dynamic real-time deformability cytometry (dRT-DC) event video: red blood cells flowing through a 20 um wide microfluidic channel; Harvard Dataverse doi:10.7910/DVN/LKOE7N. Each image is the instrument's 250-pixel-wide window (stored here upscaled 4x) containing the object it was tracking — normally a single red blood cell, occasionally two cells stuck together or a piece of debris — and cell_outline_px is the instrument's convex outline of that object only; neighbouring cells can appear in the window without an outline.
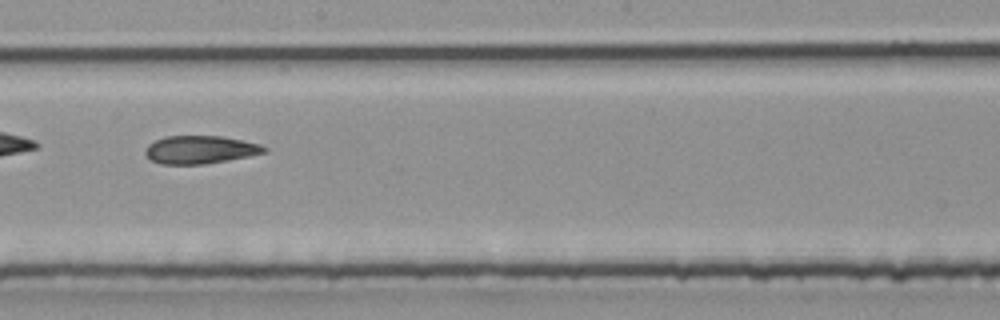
{"species": "common noctule bat (a hibernating species)", "species_latin": "Nyctalus noctula", "temperature_condition": "room temperature", "stored_images_in_passage": 22, "camera_frame_rate_fps": 3000, "um_per_image_px": 0.085, "animal": {"sex": "male", "body_mass_g": 20.4}, "frame": {"image": 1, "passage_image": 10, "time_ms": 3.0, "image_size_px": [1000, 320], "cell_outline_px": [[268, 152], [228, 160], [204, 164], [160, 164], [152, 160], [144, 152], [144, 148], [148, 144], [164, 136], [220, 136], [260, 144], [268, 148]], "centroid_in_image_um": [17.0, 12.72], "position_along_channel_um": 231.2, "area_um2": 19.36}}